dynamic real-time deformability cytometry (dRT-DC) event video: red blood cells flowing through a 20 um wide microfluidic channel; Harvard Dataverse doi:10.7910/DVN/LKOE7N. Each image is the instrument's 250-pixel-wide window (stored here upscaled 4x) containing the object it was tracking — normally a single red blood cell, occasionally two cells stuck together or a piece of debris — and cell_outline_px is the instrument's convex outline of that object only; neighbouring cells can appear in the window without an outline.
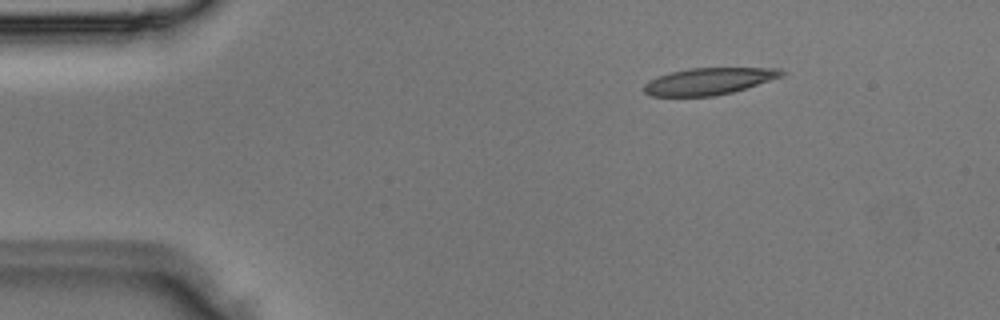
{"species": "Egyptian fruit bat (a non-hibernating species)", "species_latin": "Rousettus aegyptiacus", "temperature_condition": "room temperature", "stored_images_in_passage": 2, "camera_frame_rate_fps": 3000, "um_per_image_px": 0.085, "animal": {"sex": "male"}, "frame": {"image": 1, "passage_image": 1, "time_ms": 0.0, "image_size_px": [1000, 320], "cell_outline_px": [[784, 76], [732, 92], [716, 96], [652, 96], [644, 92], [644, 84], [648, 80], [672, 72], [688, 68], [780, 68], [784, 72]], "centroid_in_image_um": [60.25, 6.9], "position_along_channel_um": 24.7, "area_um2": 21.39}}
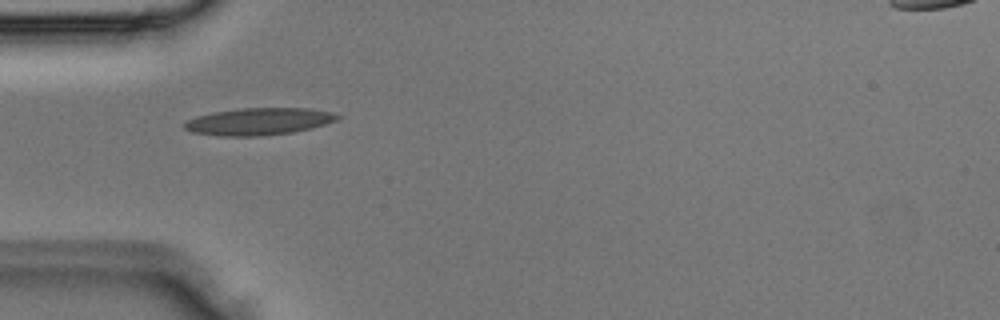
{"frame": {"image": 2, "passage_image": 2, "time_ms": 0.333, "image_size_px": [1000, 320], "cell_outline_px": [[340, 116], [336, 120], [312, 128], [292, 132], [260, 136], [220, 136], [192, 132], [184, 128], [180, 124], [196, 116], [212, 112], [240, 108], [308, 108], [332, 112]], "centroid_in_image_um": [21.94, 10.32], "position_along_channel_um": 63.1, "area_um2": 24.22}}